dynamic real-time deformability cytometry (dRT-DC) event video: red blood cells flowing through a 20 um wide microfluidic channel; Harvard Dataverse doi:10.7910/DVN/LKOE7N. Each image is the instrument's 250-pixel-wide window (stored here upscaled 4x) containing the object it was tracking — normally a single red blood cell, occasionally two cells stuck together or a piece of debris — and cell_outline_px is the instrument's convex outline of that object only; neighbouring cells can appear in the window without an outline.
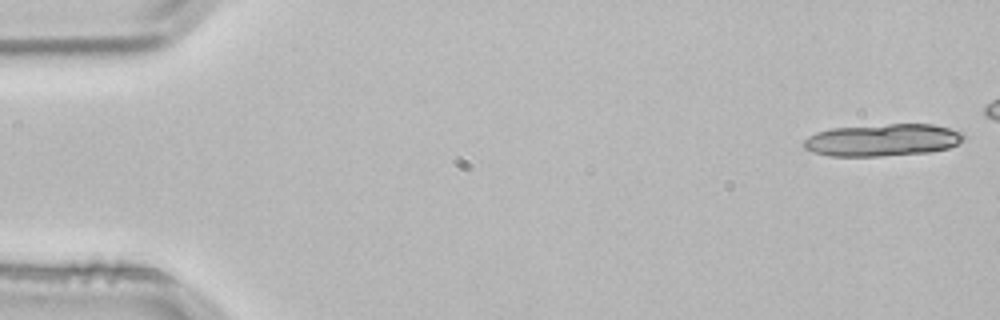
{"species": "common noctule bat (a hibernating species)", "species_latin": "Nyctalus noctula", "temperature_condition": "room temperature", "stored_images_in_passage": 5, "camera_frame_rate_fps": 3000, "um_per_image_px": 0.085, "animal": {"sex": "male", "body_mass_g": 21.5, "forearm_length_mm": 52.0}, "frame": {"image": 1, "passage_image": 1, "time_ms": 0.0, "image_size_px": [1000, 320], "cell_outline_px": [[964, 140], [948, 148], [928, 152], [880, 156], [828, 156], [812, 152], [804, 148], [800, 144], [808, 136], [816, 132], [832, 128], [888, 124], [932, 124], [964, 132]], "centroid_in_image_um": [74.98, 11.9], "position_along_channel_um": 10.0, "area_um2": 30.17}}